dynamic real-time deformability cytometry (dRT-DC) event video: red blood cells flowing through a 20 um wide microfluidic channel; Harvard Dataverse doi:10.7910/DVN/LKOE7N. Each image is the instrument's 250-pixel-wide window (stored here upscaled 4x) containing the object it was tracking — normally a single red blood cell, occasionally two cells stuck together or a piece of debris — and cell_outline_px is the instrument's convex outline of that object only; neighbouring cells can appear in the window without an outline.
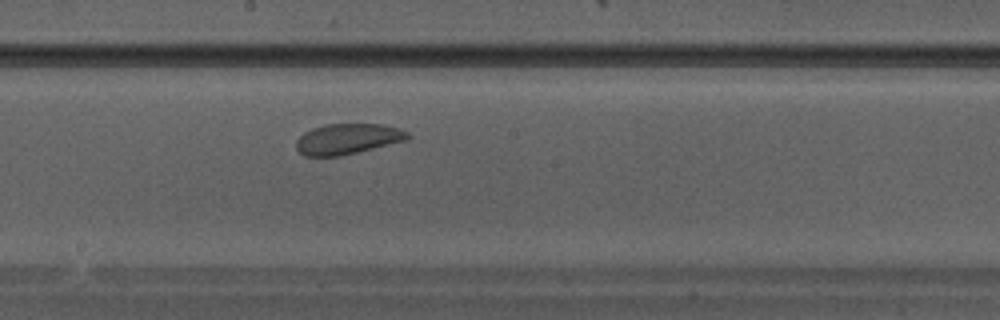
{"species": "Egyptian fruit bat (a non-hibernating species)", "species_latin": "Rousettus aegyptiacus", "temperature_condition": "warm", "stored_images_in_passage": 30, "camera_frame_rate_fps": 3000, "um_per_image_px": 0.085, "animal": {"sex": "male"}, "frame": {"image": 1, "passage_image": 13, "time_ms": 4.0, "image_size_px": [1000, 320], "cell_outline_px": [[412, 136], [408, 140], [340, 156], [304, 156], [296, 148], [296, 140], [304, 132], [312, 128], [328, 124], [380, 124], [400, 128], [408, 132]], "centroid_in_image_um": [29.57, 11.81], "position_along_channel_um": 218.6, "area_um2": 19.94}}
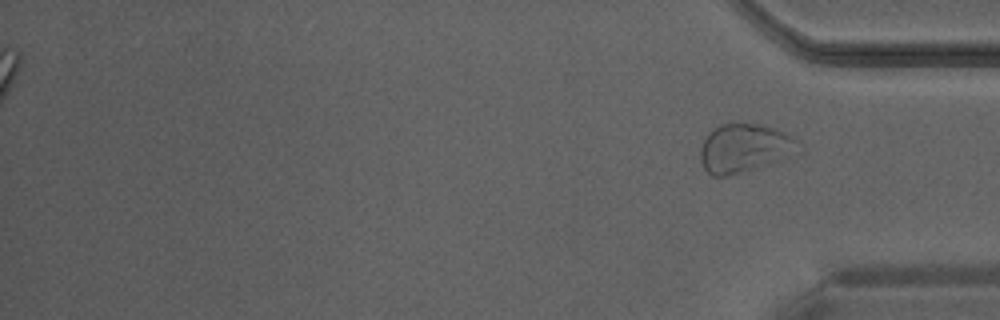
{"frame": {"image": 2, "passage_image": 30, "time_ms": 9.667, "image_size_px": [1000, 320], "cell_outline_px": [[804, 148], [776, 160], [756, 168], [724, 176], [712, 176], [704, 168], [700, 160], [700, 148], [708, 132], [720, 124], [736, 120], [760, 124], [776, 128], [800, 140]], "centroid_in_image_um": [63.27, 12.52], "position_along_channel_um": 371.9, "area_um2": 28.15}}